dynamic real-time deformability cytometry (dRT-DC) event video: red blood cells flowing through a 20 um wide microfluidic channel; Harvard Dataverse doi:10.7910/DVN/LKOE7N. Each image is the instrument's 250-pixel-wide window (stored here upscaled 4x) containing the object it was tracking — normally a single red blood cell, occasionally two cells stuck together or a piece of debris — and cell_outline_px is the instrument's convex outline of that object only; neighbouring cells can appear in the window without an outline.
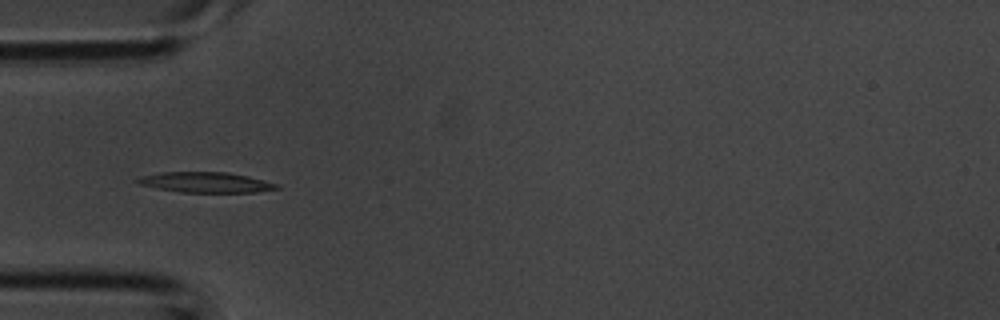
{"species": "common noctule bat (a hibernating species)", "species_latin": "Nyctalus noctula", "temperature_condition": "room temperature", "stored_images_in_passage": 3, "camera_frame_rate_fps": 3000, "um_per_image_px": 0.085, "animal": {"sex": "male", "body_mass_g": 20.1, "forearm_length_mm": 53.5}, "frame": {"image": 1, "passage_image": 3, "time_ms": 0.667, "image_size_px": [1000, 320], "cell_outline_px": [[280, 188], [256, 192], [180, 192], [156, 188], [140, 184], [136, 180], [140, 176], [160, 172], [228, 172], [248, 176], [280, 184]], "centroid_in_image_um": [17.51, 15.49], "position_along_channel_um": 67.5, "area_um2": 16.53}}